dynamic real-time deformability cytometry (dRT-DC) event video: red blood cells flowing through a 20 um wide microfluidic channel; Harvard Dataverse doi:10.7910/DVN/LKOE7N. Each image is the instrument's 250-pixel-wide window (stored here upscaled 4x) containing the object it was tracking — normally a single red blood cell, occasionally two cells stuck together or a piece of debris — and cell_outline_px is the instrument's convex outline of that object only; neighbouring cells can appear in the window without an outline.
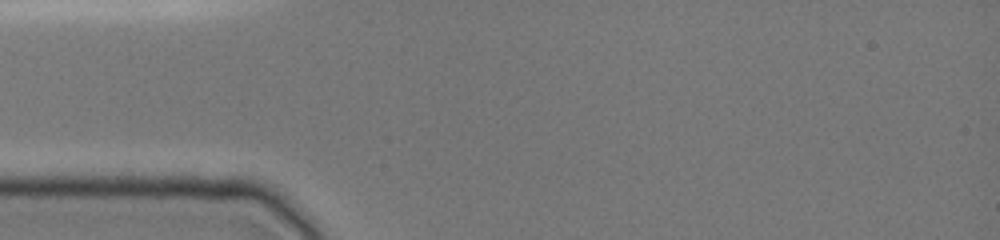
{"species": "common noctule bat (a hibernating species)", "species_latin": "Nyctalus noctula", "temperature_condition": "cold", "stored_images_in_passage": 1, "camera_frame_rate_fps": 3000, "um_per_image_px": 0.085, "animal": {"sex": "female", "body_mass_g": 19.0, "forearm_length_mm": 51.5}, "frame": {"image": 1, "passage_image": 1, "time_ms": 0.0, "image_size_px": [1000, 240], "cell_outline_px": [[192, 80], [180, 104], [128, 116], [112, 100], [112, 76], [168, 56], [176, 60]], "centroid_in_image_um": [12.79, 7.37], "position_along_channel_um": 72.2, "area_um2": 23.64}}